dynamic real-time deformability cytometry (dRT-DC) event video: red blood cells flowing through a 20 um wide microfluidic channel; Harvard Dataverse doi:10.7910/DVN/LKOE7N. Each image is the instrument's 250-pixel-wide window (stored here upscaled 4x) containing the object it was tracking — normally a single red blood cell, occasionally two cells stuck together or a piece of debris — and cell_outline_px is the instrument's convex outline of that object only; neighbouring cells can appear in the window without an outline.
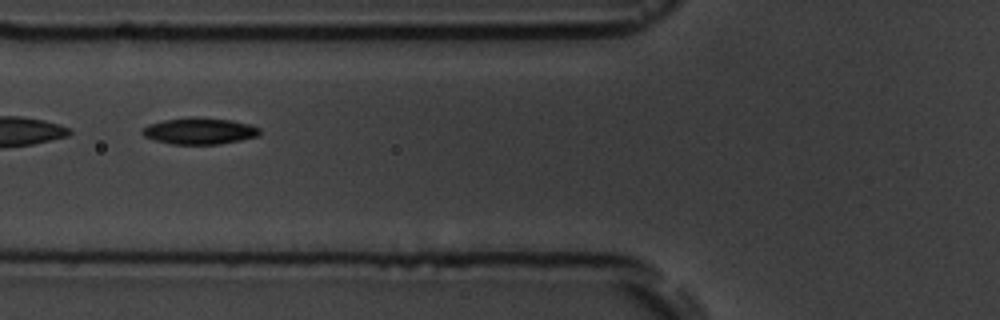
{"species": "common noctule bat (a hibernating species)", "species_latin": "Nyctalus noctula", "temperature_condition": "room temperature", "stored_images_in_passage": 10, "camera_frame_rate_fps": 3000, "um_per_image_px": 0.085, "animal": {"sex": "male", "body_mass_g": 19.5, "forearm_length_mm": 54.6}, "frame": {"image": 1, "passage_image": 6, "time_ms": 5.667, "image_size_px": [1000, 320], "cell_outline_px": [[260, 136], [220, 144], [172, 144], [156, 140], [144, 136], [140, 132], [140, 128], [148, 124], [164, 120], [192, 116], [232, 120], [248, 124], [260, 128]], "centroid_in_image_um": [16.94, 11.13], "position_along_channel_um": 108.9, "area_um2": 18.26}}